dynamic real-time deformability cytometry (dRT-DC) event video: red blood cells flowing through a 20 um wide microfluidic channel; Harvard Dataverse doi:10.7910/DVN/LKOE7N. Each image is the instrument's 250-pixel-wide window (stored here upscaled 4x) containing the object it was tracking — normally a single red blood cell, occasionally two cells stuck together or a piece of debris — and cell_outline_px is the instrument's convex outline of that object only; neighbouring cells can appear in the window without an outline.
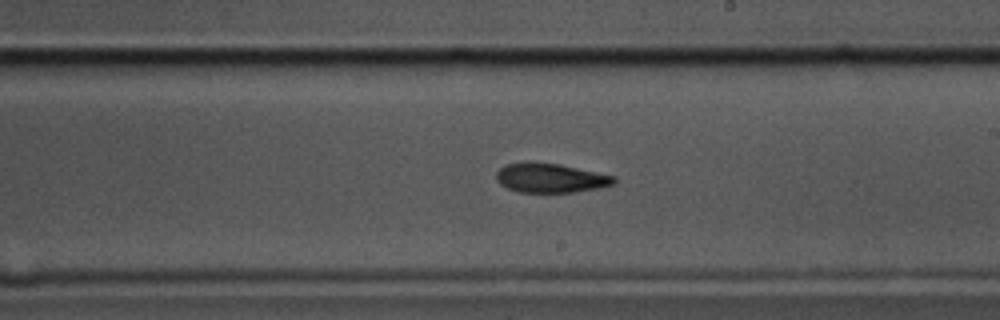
{"species": "common noctule bat (a hibernating species)", "species_latin": "Nyctalus noctula", "temperature_condition": "cold", "stored_images_in_passage": 44, "camera_frame_rate_fps": 3000, "um_per_image_px": 0.085, "animal": {"sex": "male", "body_mass_g": 17.5, "forearm_length_mm": 52.3}, "frame": {"image": 1, "passage_image": 18, "time_ms": 5.667, "image_size_px": [1000, 320], "cell_outline_px": [[616, 184], [576, 192], [520, 192], [508, 188], [500, 184], [496, 180], [496, 172], [504, 164], [532, 160], [560, 164], [616, 176]], "centroid_in_image_um": [46.77, 15.1], "position_along_channel_um": 242.2, "area_um2": 20.46}}
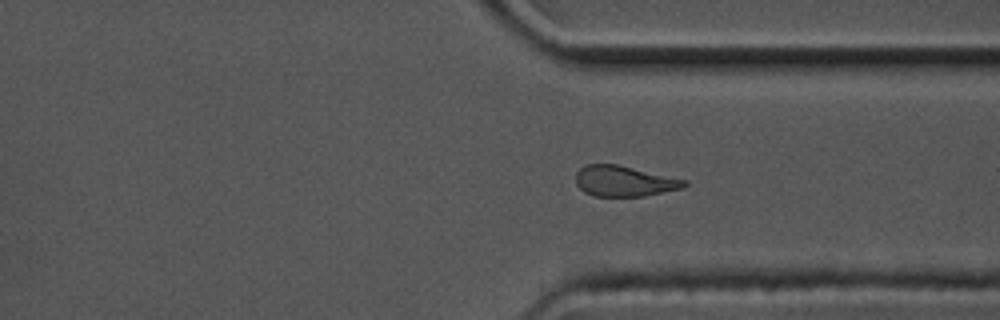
{"frame": {"image": 2, "passage_image": 28, "time_ms": 9.0, "image_size_px": [1000, 320], "cell_outline_px": [[688, 184], [684, 188], [644, 196], [592, 196], [584, 192], [576, 184], [576, 172], [584, 164], [616, 164], [688, 180]], "centroid_in_image_um": [53.06, 15.4], "position_along_channel_um": 358.3, "area_um2": 19.48}}
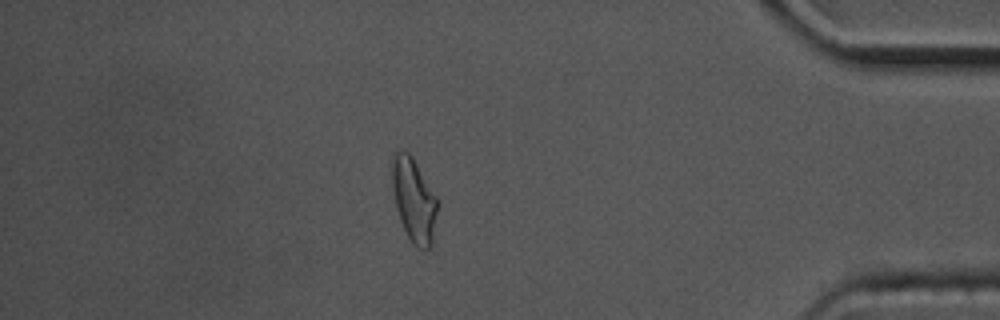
{"frame": {"image": 3, "passage_image": 35, "time_ms": 11.333, "image_size_px": [1000, 320], "cell_outline_px": [[440, 200], [432, 244], [428, 248], [416, 248], [412, 244], [400, 220], [396, 208], [392, 188], [392, 160], [396, 148], [404, 148], [412, 156]], "centroid_in_image_um": [35.2, 16.96], "position_along_channel_um": 400.0, "area_um2": 22.77}, "authors_computed_cell_mechanics": {"area_um2": 20.8369, "velocity_mm_per_s": 3.4716, "shape_relaxation_time_tau1_ms": 5.2756, "shape_relaxation_time_tau2_ms": 10.5882, "deformation_change_tau1": 0.1476, "deformation_change_tau2": 0.1948}}